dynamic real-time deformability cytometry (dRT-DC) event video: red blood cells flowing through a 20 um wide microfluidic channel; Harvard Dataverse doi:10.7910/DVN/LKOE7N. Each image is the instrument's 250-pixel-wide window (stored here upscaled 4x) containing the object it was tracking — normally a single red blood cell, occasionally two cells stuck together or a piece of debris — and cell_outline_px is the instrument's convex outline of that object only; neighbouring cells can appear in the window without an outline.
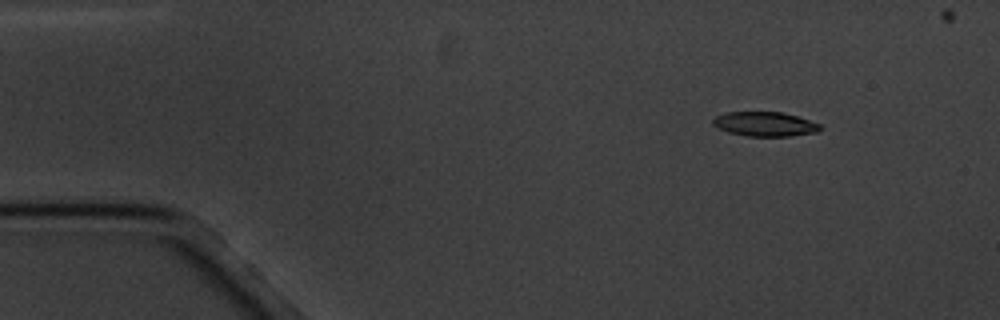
{"species": "common noctule bat (a hibernating species)", "species_latin": "Nyctalus noctula", "temperature_condition": "cold", "stored_images_in_passage": 4, "camera_frame_rate_fps": 3000, "um_per_image_px": 0.085, "animal": {"sex": "male", "body_mass_g": 20.1, "forearm_length_mm": 53.5}, "frame": {"image": 1, "passage_image": 1, "time_ms": 0.0, "image_size_px": [1000, 320], "cell_outline_px": [[820, 128], [816, 132], [788, 136], [748, 136], [728, 132], [712, 124], [712, 120], [716, 116], [728, 112], [780, 112], [796, 116], [820, 124]], "centroid_in_image_um": [64.98, 10.54], "position_along_channel_um": 20.0, "area_um2": 14.97}}
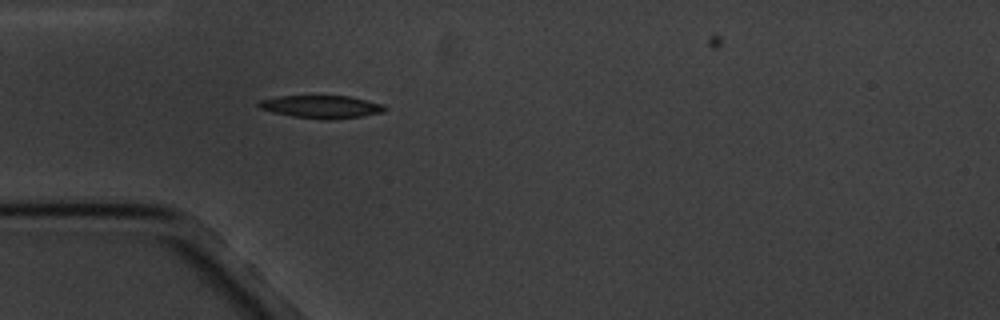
{"frame": {"image": 2, "passage_image": 4, "time_ms": 3.333, "image_size_px": [1000, 320], "cell_outline_px": [[388, 108], [384, 112], [364, 116], [328, 120], [324, 120], [292, 116], [272, 112], [260, 108], [256, 104], [260, 100], [280, 96], [348, 96], [384, 104]], "centroid_in_image_um": [27.35, 9.08], "position_along_channel_um": 57.7, "area_um2": 16.82}}